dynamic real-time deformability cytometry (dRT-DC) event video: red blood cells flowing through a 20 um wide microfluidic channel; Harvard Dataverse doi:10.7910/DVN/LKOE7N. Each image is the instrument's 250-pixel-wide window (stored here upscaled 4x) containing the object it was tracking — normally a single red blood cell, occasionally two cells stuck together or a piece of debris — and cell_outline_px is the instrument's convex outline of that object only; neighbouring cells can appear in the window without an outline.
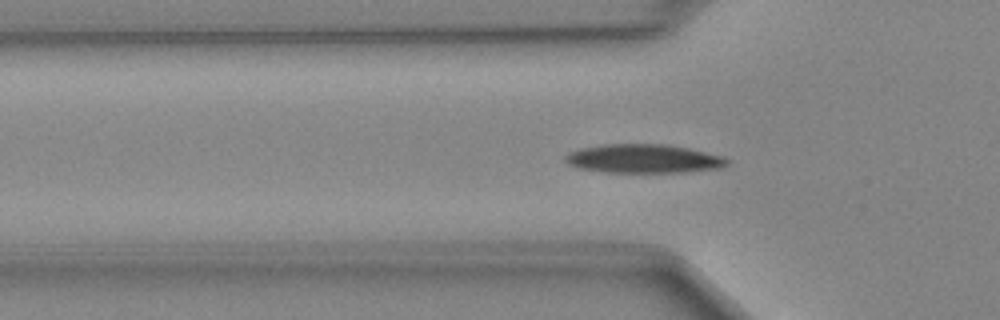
{"species": "Egyptian fruit bat (a non-hibernating species)", "species_latin": "Rousettus aegyptiacus", "temperature_condition": "cold", "stored_images_in_passage": 44, "camera_frame_rate_fps": 3000, "um_per_image_px": 0.085, "animal": {"sex": "female"}, "frame": {"image": 1, "passage_image": 10, "time_ms": 3.0, "image_size_px": [1000, 320], "cell_outline_px": [[728, 164], [724, 168], [684, 172], [604, 172], [576, 168], [568, 164], [564, 160], [564, 156], [568, 152], [580, 148], [604, 144], [668, 144], [688, 148], [724, 156], [728, 160]], "centroid_in_image_um": [54.69, 13.49], "position_along_channel_um": 71.1, "area_um2": 27.46}}
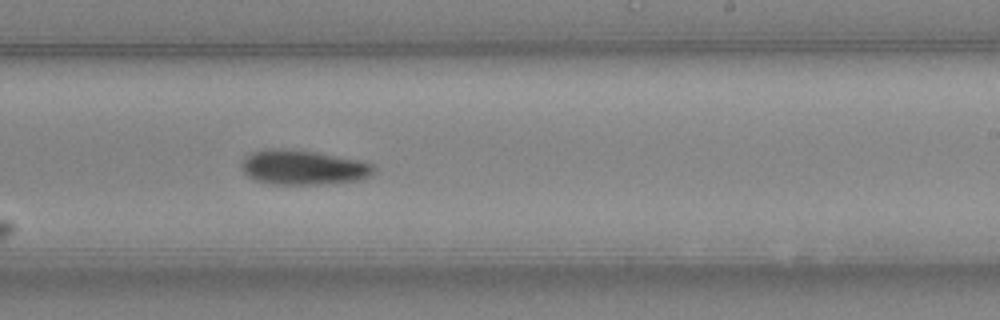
{"frame": {"image": 2, "passage_image": 24, "time_ms": 7.667, "image_size_px": [1000, 320], "cell_outline_px": [[376, 172], [360, 180], [324, 184], [276, 184], [256, 180], [248, 176], [240, 168], [240, 164], [244, 156], [252, 152], [264, 148], [284, 148], [316, 152], [356, 160], [372, 164], [376, 168]], "centroid_in_image_um": [25.72, 14.22], "position_along_channel_um": 263.3, "area_um2": 26.82}}
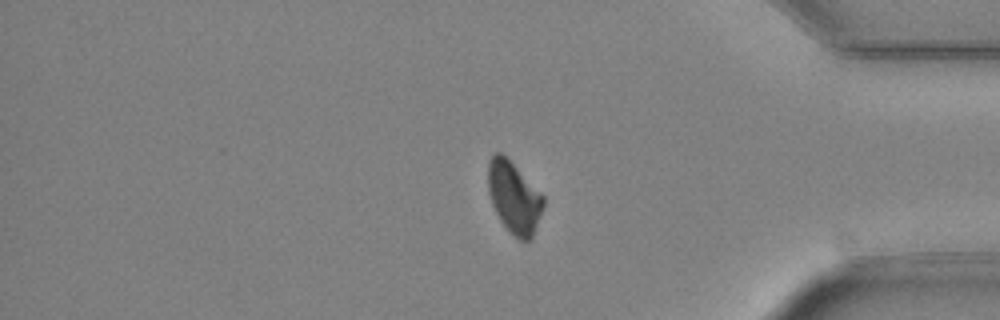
{"frame": {"image": 3, "passage_image": 35, "time_ms": 11.333, "image_size_px": [1000, 320], "cell_outline_px": [[544, 204], [532, 236], [528, 240], [520, 240], [500, 220], [492, 204], [488, 192], [488, 160], [496, 152], [500, 152], [544, 196]], "centroid_in_image_um": [43.67, 16.76], "position_along_channel_um": 391.5, "area_um2": 22.31}}